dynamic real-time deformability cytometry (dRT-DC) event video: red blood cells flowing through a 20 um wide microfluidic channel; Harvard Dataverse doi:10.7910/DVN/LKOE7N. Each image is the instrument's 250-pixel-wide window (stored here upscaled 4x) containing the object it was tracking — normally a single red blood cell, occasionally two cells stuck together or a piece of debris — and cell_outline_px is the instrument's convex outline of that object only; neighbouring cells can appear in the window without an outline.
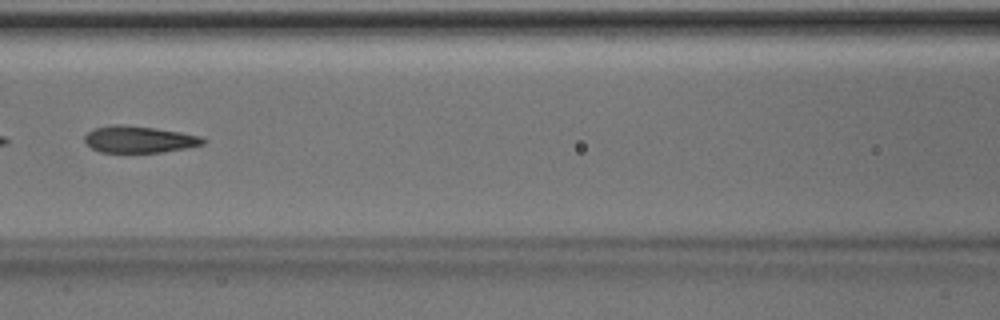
{"species": "Egyptian fruit bat (a non-hibernating species)", "species_latin": "Rousettus aegyptiacus", "temperature_condition": "room temperature", "stored_images_in_passage": 49, "camera_frame_rate_fps": 3000, "um_per_image_px": 0.085, "animal": {"sex": "male"}, "frame": {"image": 1, "passage_image": 22, "time_ms": 7.0, "image_size_px": [1000, 320], "cell_outline_px": [[208, 140], [204, 144], [184, 148], [160, 152], [100, 152], [92, 148], [84, 140], [84, 136], [88, 132], [96, 128], [112, 124], [120, 124], [156, 128], [180, 132], [200, 136]], "centroid_in_image_um": [11.83, 11.84], "position_along_channel_um": 154.8, "area_um2": 18.32}}
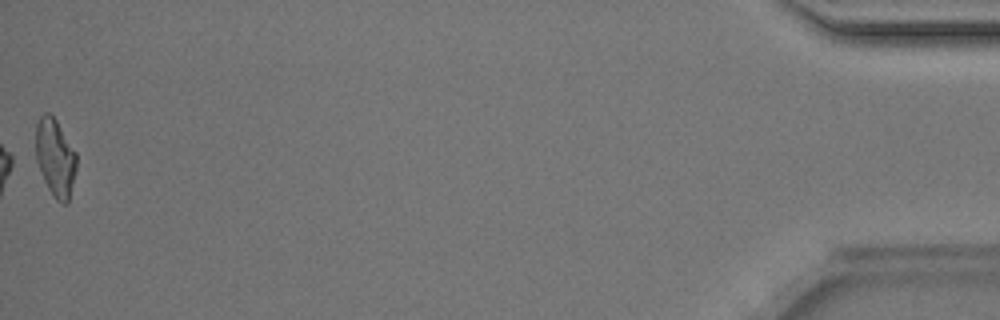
{"frame": {"image": 2, "passage_image": 49, "time_ms": 16.0, "image_size_px": [1000, 320], "cell_outline_px": [[76, 168], [68, 204], [60, 204], [56, 200], [48, 188], [44, 180], [36, 160], [36, 124], [40, 116], [44, 112], [48, 112], [56, 120], [76, 152]], "centroid_in_image_um": [4.7, 13.41], "position_along_channel_um": 430.5, "area_um2": 18.38}, "authors_computed_cell_mechanics": {"area_um2": 19.3052, "velocity_mm_per_s": 4.1375, "shape_relaxation_time_tau1_ms": 3.7364, "shape_relaxation_time_tau2_ms": 1.4826, "deformation_change_tau1": 0.1703, "deformation_change_tau2": 0.0847}}